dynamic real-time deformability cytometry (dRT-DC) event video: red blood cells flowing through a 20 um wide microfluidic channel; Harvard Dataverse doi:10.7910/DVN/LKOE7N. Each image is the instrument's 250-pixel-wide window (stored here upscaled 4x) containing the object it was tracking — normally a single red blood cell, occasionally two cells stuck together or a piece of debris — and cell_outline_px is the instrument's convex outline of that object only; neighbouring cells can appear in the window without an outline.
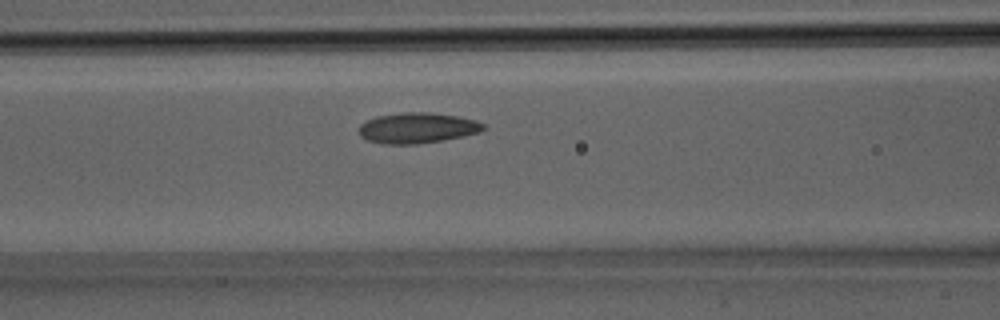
{"species": "Egyptian fruit bat (a non-hibernating species)", "species_latin": "Rousettus aegyptiacus", "temperature_condition": "room temperature", "stored_images_in_passage": 27, "camera_frame_rate_fps": 3000, "um_per_image_px": 0.085, "animal": {"sex": "male"}, "frame": {"image": 1, "passage_image": 9, "time_ms": 2.667, "image_size_px": [1000, 320], "cell_outline_px": [[488, 128], [480, 132], [464, 136], [444, 140], [416, 144], [384, 144], [368, 140], [360, 136], [360, 124], [376, 116], [404, 112], [428, 112], [460, 116], [476, 120], [484, 124]], "centroid_in_image_um": [35.52, 10.87], "position_along_channel_um": 131.1, "area_um2": 22.31}}
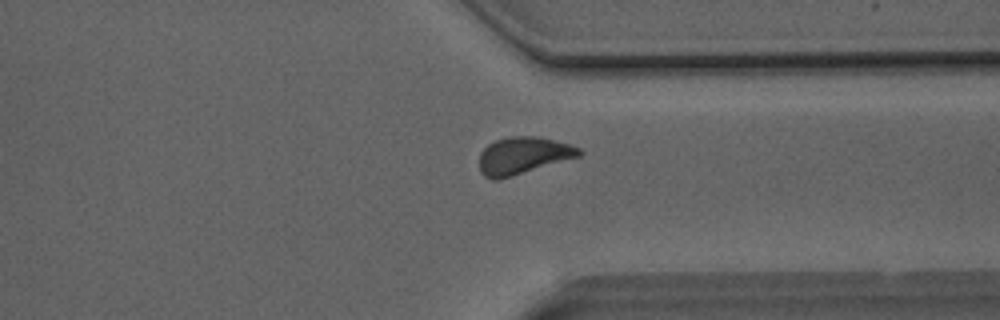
{"frame": {"image": 2, "passage_image": 20, "time_ms": 6.333, "image_size_px": [1000, 320], "cell_outline_px": [[584, 152], [580, 156], [512, 176], [496, 180], [492, 180], [484, 176], [480, 172], [480, 152], [488, 144], [496, 140], [508, 136], [540, 136], [572, 144], [580, 148]], "centroid_in_image_um": [44.48, 13.21], "position_along_channel_um": 366.9, "area_um2": 21.79}}
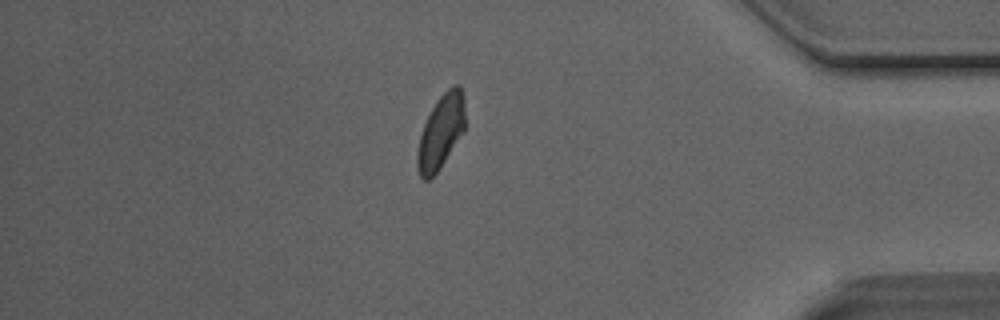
{"frame": {"image": 3, "passage_image": 23, "time_ms": 7.333, "image_size_px": [1000, 320], "cell_outline_px": [[464, 132], [440, 168], [428, 180], [424, 180], [420, 176], [416, 168], [416, 152], [420, 136], [424, 124], [436, 100], [452, 84], [460, 84], [464, 96]], "centroid_in_image_um": [37.47, 11.19], "position_along_channel_um": 397.7, "area_um2": 20.69}}